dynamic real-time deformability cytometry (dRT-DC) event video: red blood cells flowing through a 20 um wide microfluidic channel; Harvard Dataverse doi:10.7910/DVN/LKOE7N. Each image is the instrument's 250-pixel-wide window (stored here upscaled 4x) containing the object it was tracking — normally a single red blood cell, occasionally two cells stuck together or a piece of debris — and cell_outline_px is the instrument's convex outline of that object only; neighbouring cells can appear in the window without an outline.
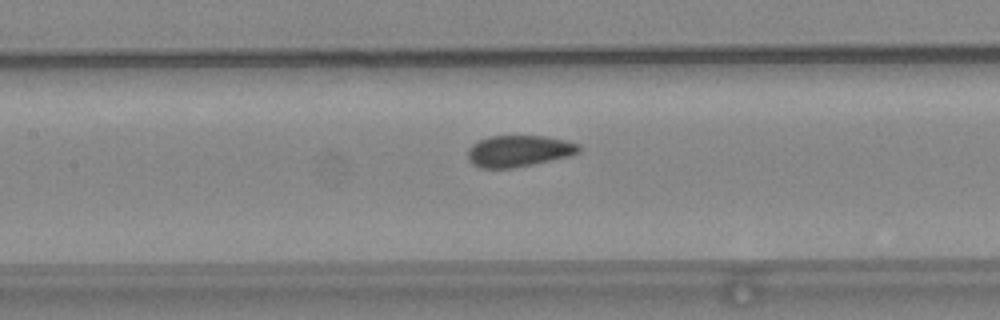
{"species": "common noctule bat (a hibernating species)", "species_latin": "Nyctalus noctula", "temperature_condition": "warm", "stored_images_in_passage": 44, "camera_frame_rate_fps": 3000, "um_per_image_px": 0.085, "animal": {"sex": "female", "body_mass_g": 24.6, "forearm_length_mm": 56.2}, "frame": {"image": 1, "passage_image": 14, "time_ms": 4.333, "image_size_px": [1000, 320], "cell_outline_px": [[580, 152], [568, 156], [532, 164], [512, 168], [480, 168], [472, 164], [468, 160], [468, 148], [472, 144], [488, 136], [544, 136], [564, 140], [580, 144]], "centroid_in_image_um": [44.07, 12.83], "position_along_channel_um": 163.3, "area_um2": 20.29}}
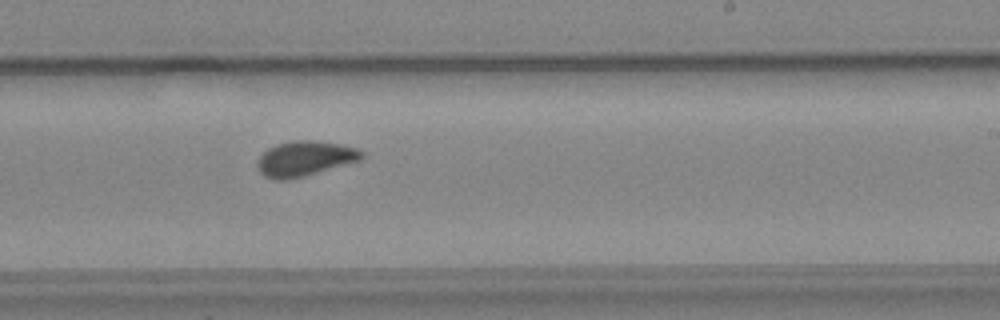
{"frame": {"image": 2, "passage_image": 22, "time_ms": 7.0, "image_size_px": [1000, 320], "cell_outline_px": [[364, 156], [360, 160], [304, 176], [288, 180], [272, 180], [264, 176], [260, 172], [256, 164], [260, 156], [268, 148], [276, 144], [296, 140], [316, 140], [340, 144], [356, 148], [364, 152]], "centroid_in_image_um": [25.89, 13.48], "position_along_channel_um": 263.1, "area_um2": 21.33}}
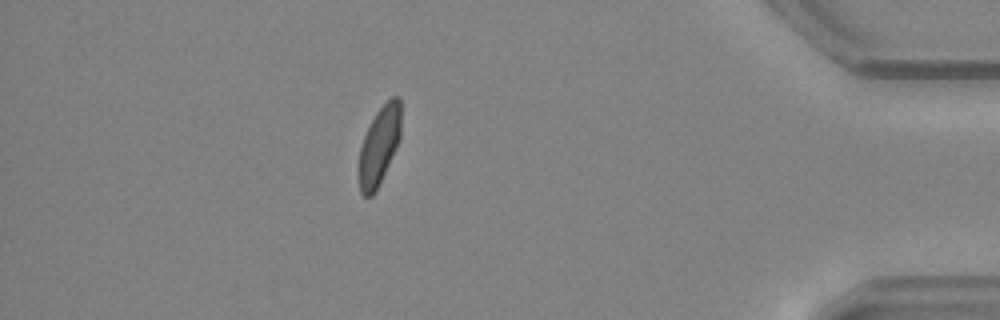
{"frame": {"image": 3, "passage_image": 37, "time_ms": 12.0, "image_size_px": [1000, 320], "cell_outline_px": [[400, 140], [376, 192], [372, 196], [364, 196], [360, 192], [356, 172], [356, 168], [360, 148], [364, 136], [376, 112], [392, 96], [400, 96]], "centroid_in_image_um": [32.2, 12.46], "position_along_channel_um": 403.0, "area_um2": 19.59}, "authors_computed_cell_mechanics": {"area_um2": 20.6346, "velocity_mm_per_s": 3.7607, "shape_relaxation_time_tau1_ms": null, "shape_relaxation_time_tau2_ms": 0.9869, "deformation_change_tau1": null, "deformation_change_tau2": 0.0463}}